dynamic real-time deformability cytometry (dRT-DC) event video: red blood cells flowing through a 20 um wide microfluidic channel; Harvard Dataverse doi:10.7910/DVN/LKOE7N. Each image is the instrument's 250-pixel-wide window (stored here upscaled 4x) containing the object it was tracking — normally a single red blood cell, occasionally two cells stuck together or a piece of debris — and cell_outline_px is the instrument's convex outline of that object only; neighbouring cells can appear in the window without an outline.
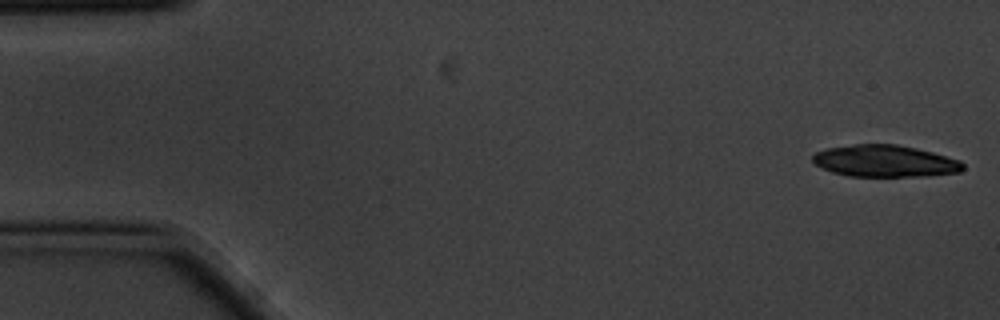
{"species": "common noctule bat (a hibernating species)", "species_latin": "Nyctalus noctula", "temperature_condition": "cold", "stored_images_in_passage": 4, "camera_frame_rate_fps": 3000, "um_per_image_px": 0.085, "animal": {"sex": "male", "body_mass_g": 20.1, "forearm_length_mm": 53.5}, "frame": {"image": 1, "passage_image": 1, "time_ms": 0.0, "image_size_px": [1000, 320], "cell_outline_px": [[964, 168], [960, 172], [924, 176], [848, 176], [832, 172], [816, 164], [812, 160], [812, 156], [816, 152], [828, 148], [856, 144], [896, 144], [916, 148], [932, 152], [960, 160], [964, 164]], "centroid_in_image_um": [75.23, 13.69], "position_along_channel_um": 9.8, "area_um2": 27.74}}